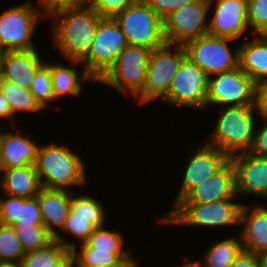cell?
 <instances>
[{
  "mask_svg": "<svg viewBox=\"0 0 267 267\" xmlns=\"http://www.w3.org/2000/svg\"><path fill=\"white\" fill-rule=\"evenodd\" d=\"M24 255L13 226L0 224V261L21 262Z\"/></svg>",
  "mask_w": 267,
  "mask_h": 267,
  "instance_id": "e575fe53",
  "label": "cell"
},
{
  "mask_svg": "<svg viewBox=\"0 0 267 267\" xmlns=\"http://www.w3.org/2000/svg\"><path fill=\"white\" fill-rule=\"evenodd\" d=\"M185 58L186 51L183 44L166 42L161 47L153 49L145 86L134 98L137 105L143 106L151 101L160 100L168 92L171 81Z\"/></svg>",
  "mask_w": 267,
  "mask_h": 267,
  "instance_id": "52a82bcc",
  "label": "cell"
},
{
  "mask_svg": "<svg viewBox=\"0 0 267 267\" xmlns=\"http://www.w3.org/2000/svg\"><path fill=\"white\" fill-rule=\"evenodd\" d=\"M23 267H74L72 251L54 241L48 247L25 252Z\"/></svg>",
  "mask_w": 267,
  "mask_h": 267,
  "instance_id": "4316f807",
  "label": "cell"
},
{
  "mask_svg": "<svg viewBox=\"0 0 267 267\" xmlns=\"http://www.w3.org/2000/svg\"><path fill=\"white\" fill-rule=\"evenodd\" d=\"M141 261L138 259H121L118 263L103 265L99 267H138Z\"/></svg>",
  "mask_w": 267,
  "mask_h": 267,
  "instance_id": "ee69618b",
  "label": "cell"
},
{
  "mask_svg": "<svg viewBox=\"0 0 267 267\" xmlns=\"http://www.w3.org/2000/svg\"><path fill=\"white\" fill-rule=\"evenodd\" d=\"M38 49L2 51L0 57V79L30 89L39 67L46 61ZM42 55V56H41Z\"/></svg>",
  "mask_w": 267,
  "mask_h": 267,
  "instance_id": "ffe728a7",
  "label": "cell"
},
{
  "mask_svg": "<svg viewBox=\"0 0 267 267\" xmlns=\"http://www.w3.org/2000/svg\"><path fill=\"white\" fill-rule=\"evenodd\" d=\"M61 60V62L59 60V62L51 63L52 89L57 102L65 97H74L75 99L76 96H81L85 83L90 84L91 82L96 85V81L87 73L81 61L67 60L68 67V64L65 65L64 60ZM80 65H82V69L77 68Z\"/></svg>",
  "mask_w": 267,
  "mask_h": 267,
  "instance_id": "44dd1931",
  "label": "cell"
},
{
  "mask_svg": "<svg viewBox=\"0 0 267 267\" xmlns=\"http://www.w3.org/2000/svg\"><path fill=\"white\" fill-rule=\"evenodd\" d=\"M137 0H90L89 5L100 17L114 18L119 12L125 10Z\"/></svg>",
  "mask_w": 267,
  "mask_h": 267,
  "instance_id": "74e56055",
  "label": "cell"
},
{
  "mask_svg": "<svg viewBox=\"0 0 267 267\" xmlns=\"http://www.w3.org/2000/svg\"><path fill=\"white\" fill-rule=\"evenodd\" d=\"M12 226L25 252L46 248L55 241L54 235L44 224H21L19 222Z\"/></svg>",
  "mask_w": 267,
  "mask_h": 267,
  "instance_id": "d6a6232c",
  "label": "cell"
},
{
  "mask_svg": "<svg viewBox=\"0 0 267 267\" xmlns=\"http://www.w3.org/2000/svg\"><path fill=\"white\" fill-rule=\"evenodd\" d=\"M90 194L78 192V195L71 191L70 210L72 217L92 218V225L97 227L105 226L108 212L101 200ZM107 212V213H106Z\"/></svg>",
  "mask_w": 267,
  "mask_h": 267,
  "instance_id": "f1b7e54d",
  "label": "cell"
},
{
  "mask_svg": "<svg viewBox=\"0 0 267 267\" xmlns=\"http://www.w3.org/2000/svg\"><path fill=\"white\" fill-rule=\"evenodd\" d=\"M127 45V38L117 21L103 17L98 24L90 51L81 63L97 83L111 69Z\"/></svg>",
  "mask_w": 267,
  "mask_h": 267,
  "instance_id": "7c38bea8",
  "label": "cell"
},
{
  "mask_svg": "<svg viewBox=\"0 0 267 267\" xmlns=\"http://www.w3.org/2000/svg\"><path fill=\"white\" fill-rule=\"evenodd\" d=\"M37 198L44 225L55 236L63 228L70 212L71 191L42 187Z\"/></svg>",
  "mask_w": 267,
  "mask_h": 267,
  "instance_id": "7402d4cb",
  "label": "cell"
},
{
  "mask_svg": "<svg viewBox=\"0 0 267 267\" xmlns=\"http://www.w3.org/2000/svg\"><path fill=\"white\" fill-rule=\"evenodd\" d=\"M102 18L88 4L61 10L48 19L51 22L54 20L49 32L52 47L62 54L64 62L82 61L88 55Z\"/></svg>",
  "mask_w": 267,
  "mask_h": 267,
  "instance_id": "6da1fadb",
  "label": "cell"
},
{
  "mask_svg": "<svg viewBox=\"0 0 267 267\" xmlns=\"http://www.w3.org/2000/svg\"><path fill=\"white\" fill-rule=\"evenodd\" d=\"M4 196V197H3ZM44 224L37 196L31 198L0 195V224Z\"/></svg>",
  "mask_w": 267,
  "mask_h": 267,
  "instance_id": "d4e9b609",
  "label": "cell"
},
{
  "mask_svg": "<svg viewBox=\"0 0 267 267\" xmlns=\"http://www.w3.org/2000/svg\"><path fill=\"white\" fill-rule=\"evenodd\" d=\"M79 153L64 143L50 141L47 145L40 144L36 168L41 186L70 191H73V187H79L83 190L89 180L86 160Z\"/></svg>",
  "mask_w": 267,
  "mask_h": 267,
  "instance_id": "7a4b0ae2",
  "label": "cell"
},
{
  "mask_svg": "<svg viewBox=\"0 0 267 267\" xmlns=\"http://www.w3.org/2000/svg\"><path fill=\"white\" fill-rule=\"evenodd\" d=\"M94 229L92 218L72 217V211L70 210L63 228L54 236V239L71 250L77 244L85 242Z\"/></svg>",
  "mask_w": 267,
  "mask_h": 267,
  "instance_id": "4dcf8cb0",
  "label": "cell"
},
{
  "mask_svg": "<svg viewBox=\"0 0 267 267\" xmlns=\"http://www.w3.org/2000/svg\"><path fill=\"white\" fill-rule=\"evenodd\" d=\"M247 10L248 0H209L208 34L236 41L253 35L249 31Z\"/></svg>",
  "mask_w": 267,
  "mask_h": 267,
  "instance_id": "9a60e30c",
  "label": "cell"
},
{
  "mask_svg": "<svg viewBox=\"0 0 267 267\" xmlns=\"http://www.w3.org/2000/svg\"><path fill=\"white\" fill-rule=\"evenodd\" d=\"M233 236V237H232ZM219 238L209 243L203 254V259L195 260L199 267H231L236 257L243 250L242 239L238 231L237 235ZM227 237V238H226Z\"/></svg>",
  "mask_w": 267,
  "mask_h": 267,
  "instance_id": "484cf974",
  "label": "cell"
},
{
  "mask_svg": "<svg viewBox=\"0 0 267 267\" xmlns=\"http://www.w3.org/2000/svg\"><path fill=\"white\" fill-rule=\"evenodd\" d=\"M0 90L6 97L12 111L17 119L18 114H39L45 115V110L35 100L30 89H25L8 80L0 79ZM25 112V113H24Z\"/></svg>",
  "mask_w": 267,
  "mask_h": 267,
  "instance_id": "83f0119b",
  "label": "cell"
},
{
  "mask_svg": "<svg viewBox=\"0 0 267 267\" xmlns=\"http://www.w3.org/2000/svg\"><path fill=\"white\" fill-rule=\"evenodd\" d=\"M235 39L210 34L185 42L186 57L209 76L239 66V45Z\"/></svg>",
  "mask_w": 267,
  "mask_h": 267,
  "instance_id": "8fae6325",
  "label": "cell"
},
{
  "mask_svg": "<svg viewBox=\"0 0 267 267\" xmlns=\"http://www.w3.org/2000/svg\"><path fill=\"white\" fill-rule=\"evenodd\" d=\"M208 28L209 0H195L163 19L164 37L171 44H184L207 35Z\"/></svg>",
  "mask_w": 267,
  "mask_h": 267,
  "instance_id": "5bb4252c",
  "label": "cell"
},
{
  "mask_svg": "<svg viewBox=\"0 0 267 267\" xmlns=\"http://www.w3.org/2000/svg\"><path fill=\"white\" fill-rule=\"evenodd\" d=\"M114 19L120 25L130 45L143 46L153 50L166 43L163 19L146 0H137L119 12Z\"/></svg>",
  "mask_w": 267,
  "mask_h": 267,
  "instance_id": "9c48e42d",
  "label": "cell"
},
{
  "mask_svg": "<svg viewBox=\"0 0 267 267\" xmlns=\"http://www.w3.org/2000/svg\"><path fill=\"white\" fill-rule=\"evenodd\" d=\"M202 142V143H201ZM197 144L190 156L185 158V170L179 192L175 195L172 207L163 216H155L156 225L196 186L208 180L219 171L230 157L217 147L206 144L203 140Z\"/></svg>",
  "mask_w": 267,
  "mask_h": 267,
  "instance_id": "4fadbf2b",
  "label": "cell"
},
{
  "mask_svg": "<svg viewBox=\"0 0 267 267\" xmlns=\"http://www.w3.org/2000/svg\"><path fill=\"white\" fill-rule=\"evenodd\" d=\"M258 120H262L263 123L259 124L260 121H257L253 143L248 152L255 156L267 157V117L261 115Z\"/></svg>",
  "mask_w": 267,
  "mask_h": 267,
  "instance_id": "f35d334b",
  "label": "cell"
},
{
  "mask_svg": "<svg viewBox=\"0 0 267 267\" xmlns=\"http://www.w3.org/2000/svg\"><path fill=\"white\" fill-rule=\"evenodd\" d=\"M85 242L93 248V252L132 253L129 248L126 249L123 232L109 229L106 225L95 228Z\"/></svg>",
  "mask_w": 267,
  "mask_h": 267,
  "instance_id": "1f68e13d",
  "label": "cell"
},
{
  "mask_svg": "<svg viewBox=\"0 0 267 267\" xmlns=\"http://www.w3.org/2000/svg\"><path fill=\"white\" fill-rule=\"evenodd\" d=\"M8 121V123H5V121ZM5 124H10L11 126L17 125V120L13 117L11 108L9 106V103L6 99V97L3 95L2 91L0 90V126L3 122Z\"/></svg>",
  "mask_w": 267,
  "mask_h": 267,
  "instance_id": "b9f144b4",
  "label": "cell"
},
{
  "mask_svg": "<svg viewBox=\"0 0 267 267\" xmlns=\"http://www.w3.org/2000/svg\"><path fill=\"white\" fill-rule=\"evenodd\" d=\"M152 50L128 44L118 55L111 69L96 83L134 100L143 90L147 79L148 63Z\"/></svg>",
  "mask_w": 267,
  "mask_h": 267,
  "instance_id": "5b68a950",
  "label": "cell"
},
{
  "mask_svg": "<svg viewBox=\"0 0 267 267\" xmlns=\"http://www.w3.org/2000/svg\"><path fill=\"white\" fill-rule=\"evenodd\" d=\"M230 160L235 168L237 195L267 201V157L242 152L230 156Z\"/></svg>",
  "mask_w": 267,
  "mask_h": 267,
  "instance_id": "2e32d148",
  "label": "cell"
},
{
  "mask_svg": "<svg viewBox=\"0 0 267 267\" xmlns=\"http://www.w3.org/2000/svg\"><path fill=\"white\" fill-rule=\"evenodd\" d=\"M74 267H99L118 263L121 259H136L133 253H102L93 252L86 242L77 244L71 249Z\"/></svg>",
  "mask_w": 267,
  "mask_h": 267,
  "instance_id": "f546056e",
  "label": "cell"
},
{
  "mask_svg": "<svg viewBox=\"0 0 267 267\" xmlns=\"http://www.w3.org/2000/svg\"><path fill=\"white\" fill-rule=\"evenodd\" d=\"M231 267H264V261L262 255L242 250Z\"/></svg>",
  "mask_w": 267,
  "mask_h": 267,
  "instance_id": "60d3db41",
  "label": "cell"
},
{
  "mask_svg": "<svg viewBox=\"0 0 267 267\" xmlns=\"http://www.w3.org/2000/svg\"><path fill=\"white\" fill-rule=\"evenodd\" d=\"M208 84L209 75L186 57L160 103L180 109L206 111Z\"/></svg>",
  "mask_w": 267,
  "mask_h": 267,
  "instance_id": "ba28073f",
  "label": "cell"
},
{
  "mask_svg": "<svg viewBox=\"0 0 267 267\" xmlns=\"http://www.w3.org/2000/svg\"><path fill=\"white\" fill-rule=\"evenodd\" d=\"M89 3L90 0H37L36 2L45 20L61 10L79 8Z\"/></svg>",
  "mask_w": 267,
  "mask_h": 267,
  "instance_id": "8d00e7d4",
  "label": "cell"
},
{
  "mask_svg": "<svg viewBox=\"0 0 267 267\" xmlns=\"http://www.w3.org/2000/svg\"><path fill=\"white\" fill-rule=\"evenodd\" d=\"M247 18L252 34L267 35V0H248Z\"/></svg>",
  "mask_w": 267,
  "mask_h": 267,
  "instance_id": "d590c367",
  "label": "cell"
},
{
  "mask_svg": "<svg viewBox=\"0 0 267 267\" xmlns=\"http://www.w3.org/2000/svg\"><path fill=\"white\" fill-rule=\"evenodd\" d=\"M235 168L229 160L201 185L193 188L178 204L212 203L222 199H238Z\"/></svg>",
  "mask_w": 267,
  "mask_h": 267,
  "instance_id": "d6986e66",
  "label": "cell"
},
{
  "mask_svg": "<svg viewBox=\"0 0 267 267\" xmlns=\"http://www.w3.org/2000/svg\"><path fill=\"white\" fill-rule=\"evenodd\" d=\"M44 16L38 5L26 0L22 4L4 9L0 14V50L37 49L34 34Z\"/></svg>",
  "mask_w": 267,
  "mask_h": 267,
  "instance_id": "8992f818",
  "label": "cell"
},
{
  "mask_svg": "<svg viewBox=\"0 0 267 267\" xmlns=\"http://www.w3.org/2000/svg\"><path fill=\"white\" fill-rule=\"evenodd\" d=\"M176 267H199V266L197 265V263L194 260L186 258V261H184L181 265L179 264V266L177 265Z\"/></svg>",
  "mask_w": 267,
  "mask_h": 267,
  "instance_id": "bcb514c9",
  "label": "cell"
},
{
  "mask_svg": "<svg viewBox=\"0 0 267 267\" xmlns=\"http://www.w3.org/2000/svg\"><path fill=\"white\" fill-rule=\"evenodd\" d=\"M248 38L239 45V66L258 85L267 80V35L253 34Z\"/></svg>",
  "mask_w": 267,
  "mask_h": 267,
  "instance_id": "603a6c76",
  "label": "cell"
},
{
  "mask_svg": "<svg viewBox=\"0 0 267 267\" xmlns=\"http://www.w3.org/2000/svg\"><path fill=\"white\" fill-rule=\"evenodd\" d=\"M264 261V267H267V253L262 255Z\"/></svg>",
  "mask_w": 267,
  "mask_h": 267,
  "instance_id": "7dc6e473",
  "label": "cell"
},
{
  "mask_svg": "<svg viewBox=\"0 0 267 267\" xmlns=\"http://www.w3.org/2000/svg\"><path fill=\"white\" fill-rule=\"evenodd\" d=\"M0 267H23L22 262L0 261Z\"/></svg>",
  "mask_w": 267,
  "mask_h": 267,
  "instance_id": "f6af8a7d",
  "label": "cell"
},
{
  "mask_svg": "<svg viewBox=\"0 0 267 267\" xmlns=\"http://www.w3.org/2000/svg\"><path fill=\"white\" fill-rule=\"evenodd\" d=\"M251 203L243 202L241 208L239 233L242 247L247 252L263 255L267 253V204Z\"/></svg>",
  "mask_w": 267,
  "mask_h": 267,
  "instance_id": "ac0fdd59",
  "label": "cell"
},
{
  "mask_svg": "<svg viewBox=\"0 0 267 267\" xmlns=\"http://www.w3.org/2000/svg\"><path fill=\"white\" fill-rule=\"evenodd\" d=\"M41 188L36 165L0 169V192L2 194L31 198L37 196Z\"/></svg>",
  "mask_w": 267,
  "mask_h": 267,
  "instance_id": "cb8c5ba5",
  "label": "cell"
},
{
  "mask_svg": "<svg viewBox=\"0 0 267 267\" xmlns=\"http://www.w3.org/2000/svg\"><path fill=\"white\" fill-rule=\"evenodd\" d=\"M51 60L45 61L34 75L30 85V91L38 104L46 111L53 108L55 96L52 89ZM52 102V103H51ZM47 107V108H46Z\"/></svg>",
  "mask_w": 267,
  "mask_h": 267,
  "instance_id": "836d02e7",
  "label": "cell"
},
{
  "mask_svg": "<svg viewBox=\"0 0 267 267\" xmlns=\"http://www.w3.org/2000/svg\"><path fill=\"white\" fill-rule=\"evenodd\" d=\"M222 199L212 203L177 204L157 225L216 229L240 227L242 203Z\"/></svg>",
  "mask_w": 267,
  "mask_h": 267,
  "instance_id": "277c9868",
  "label": "cell"
},
{
  "mask_svg": "<svg viewBox=\"0 0 267 267\" xmlns=\"http://www.w3.org/2000/svg\"><path fill=\"white\" fill-rule=\"evenodd\" d=\"M257 107L260 114L267 117V80L257 85Z\"/></svg>",
  "mask_w": 267,
  "mask_h": 267,
  "instance_id": "7bdbcfd3",
  "label": "cell"
},
{
  "mask_svg": "<svg viewBox=\"0 0 267 267\" xmlns=\"http://www.w3.org/2000/svg\"><path fill=\"white\" fill-rule=\"evenodd\" d=\"M216 105H257V84L240 66L209 76L206 111Z\"/></svg>",
  "mask_w": 267,
  "mask_h": 267,
  "instance_id": "30bf717a",
  "label": "cell"
},
{
  "mask_svg": "<svg viewBox=\"0 0 267 267\" xmlns=\"http://www.w3.org/2000/svg\"><path fill=\"white\" fill-rule=\"evenodd\" d=\"M151 8L164 19L171 12L179 10L195 0H146Z\"/></svg>",
  "mask_w": 267,
  "mask_h": 267,
  "instance_id": "ab89813d",
  "label": "cell"
},
{
  "mask_svg": "<svg viewBox=\"0 0 267 267\" xmlns=\"http://www.w3.org/2000/svg\"><path fill=\"white\" fill-rule=\"evenodd\" d=\"M15 127L17 126H12V130L1 127L0 169L36 165L40 144L33 139L31 134H23L22 129L18 130ZM14 129L16 132L13 131Z\"/></svg>",
  "mask_w": 267,
  "mask_h": 267,
  "instance_id": "e0dca14e",
  "label": "cell"
},
{
  "mask_svg": "<svg viewBox=\"0 0 267 267\" xmlns=\"http://www.w3.org/2000/svg\"><path fill=\"white\" fill-rule=\"evenodd\" d=\"M218 110L214 128L202 140L221 149L229 157L248 152L253 143L257 120L261 116L257 105L225 106Z\"/></svg>",
  "mask_w": 267,
  "mask_h": 267,
  "instance_id": "3957f363",
  "label": "cell"
}]
</instances>
